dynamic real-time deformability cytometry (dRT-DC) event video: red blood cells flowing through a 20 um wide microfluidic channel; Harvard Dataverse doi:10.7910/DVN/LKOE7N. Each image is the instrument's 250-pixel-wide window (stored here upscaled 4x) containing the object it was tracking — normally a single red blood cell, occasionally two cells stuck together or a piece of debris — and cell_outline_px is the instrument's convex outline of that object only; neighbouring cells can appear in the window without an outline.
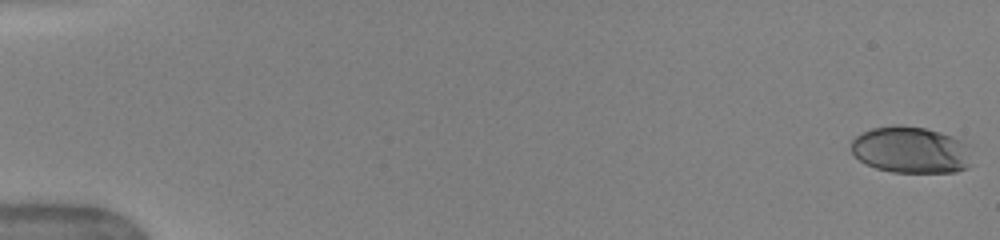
{"species": "human", "species_latin": "Homo sapiens", "temperature_condition": "warm", "stored_images_in_passage": 51, "camera_frame_rate_fps": 3000, "um_per_image_px": 0.085, "donor": {"sex": "female"}, "frame": {"image": 1, "passage_image": 1, "time_ms": 0.0, "image_size_px": [1000, 240], "cell_outline_px": [[972, 164], [968, 168], [956, 172], [892, 172], [876, 168], [860, 160], [852, 152], [852, 140], [856, 136], [872, 128], [892, 124], [900, 124], [924, 128], [940, 132], [952, 136], [960, 140], [964, 144]], "centroid_in_image_um": [77.4, 12.74], "position_along_channel_um": 7.6, "area_um2": 32.6}}
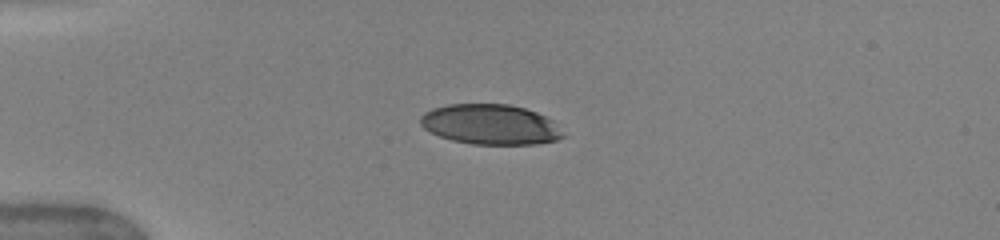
{"frame": {"image": 2, "passage_image": 14, "time_ms": 4.333, "image_size_px": [1000, 240], "cell_outline_px": [[564, 136], [556, 140], [536, 144], [472, 144], [452, 140], [440, 136], [424, 128], [420, 124], [420, 116], [424, 112], [432, 108], [448, 104], [508, 104], [524, 108], [536, 112], [552, 120]], "centroid_in_image_um": [41.64, 10.57], "position_along_channel_um": 43.4, "area_um2": 33.18}}
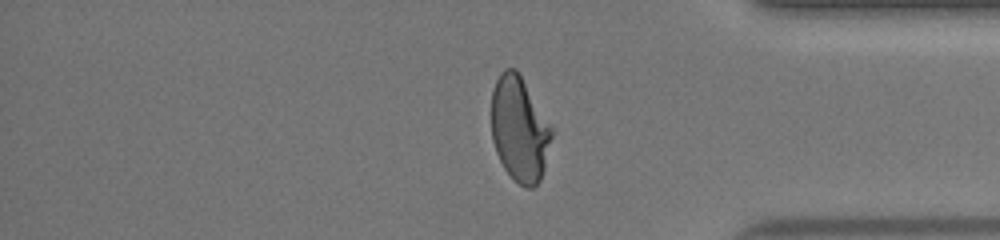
{"frame": {"image": 3, "passage_image": 43, "time_ms": 14.0, "image_size_px": [1000, 240], "cell_outline_px": [[556, 128], [544, 168], [540, 180], [532, 188], [524, 188], [504, 168], [496, 152], [492, 140], [492, 92], [496, 80], [500, 72], [504, 68], [516, 68]], "centroid_in_image_um": [44.21, 10.93], "position_along_channel_um": 391.0, "area_um2": 37.63}, "authors_computed_cell_mechanics": {"area_um2": 37.2232, "velocity_mm_per_s": 4.0669, "shape_relaxation_time_tau1_ms": 3.8614, "shape_relaxation_time_tau2_ms": null, "deformation_change_tau1": 0.199, "deformation_change_tau2": null}}